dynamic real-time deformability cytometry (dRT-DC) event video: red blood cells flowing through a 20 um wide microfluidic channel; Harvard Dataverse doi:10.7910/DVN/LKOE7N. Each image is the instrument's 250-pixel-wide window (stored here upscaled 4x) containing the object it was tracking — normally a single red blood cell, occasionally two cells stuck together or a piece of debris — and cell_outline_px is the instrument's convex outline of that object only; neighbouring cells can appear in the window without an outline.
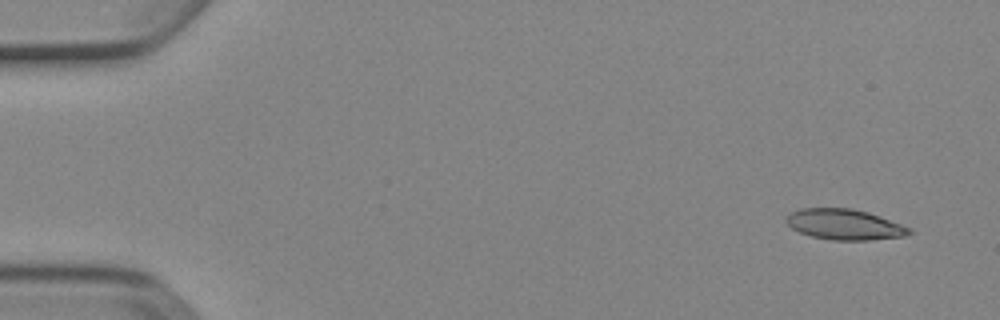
{"species": "Egyptian fruit bat (a non-hibernating species)", "species_latin": "Rousettus aegyptiacus", "temperature_condition": "cold", "stored_images_in_passage": 5, "camera_frame_rate_fps": 3000, "um_per_image_px": 0.085, "animal": {"sex": "female"}, "frame": {"image": 1, "passage_image": 1, "time_ms": 0.0, "image_size_px": [1000, 320], "cell_outline_px": [[912, 232], [904, 236], [868, 240], [832, 240], [812, 236], [800, 232], [792, 228], [784, 220], [792, 212], [800, 208], [852, 208], [868, 212], [912, 228]], "centroid_in_image_um": [71.79, 19.07], "position_along_channel_um": 13.2, "area_um2": 21.79}}